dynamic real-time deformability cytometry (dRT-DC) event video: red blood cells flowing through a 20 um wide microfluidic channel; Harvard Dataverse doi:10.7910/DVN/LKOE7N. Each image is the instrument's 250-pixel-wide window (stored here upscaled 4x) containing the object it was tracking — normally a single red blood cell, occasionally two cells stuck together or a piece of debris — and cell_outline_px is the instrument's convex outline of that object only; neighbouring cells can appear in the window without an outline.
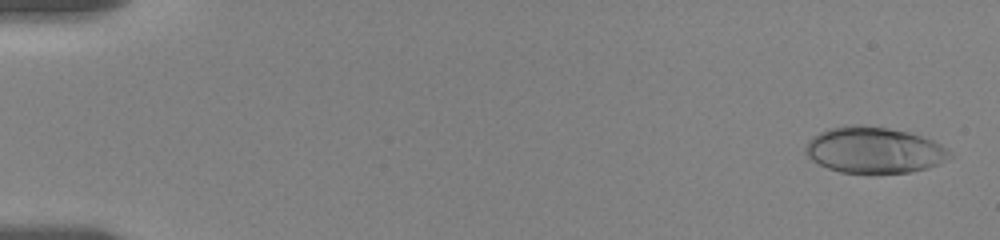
{"species": "human", "species_latin": "Homo sapiens", "temperature_condition": "room temperature", "stored_images_in_passage": 57, "camera_frame_rate_fps": 3000, "um_per_image_px": 0.085, "donor": {"sex": "female"}, "frame": {"image": 1, "passage_image": 2, "time_ms": 0.333, "image_size_px": [1000, 240], "cell_outline_px": [[952, 156], [928, 168], [912, 172], [840, 172], [828, 168], [812, 160], [804, 152], [804, 148], [808, 140], [812, 136], [828, 128], [852, 124], [860, 124], [888, 128], [908, 132], [932, 140], [940, 144], [952, 152]], "centroid_in_image_um": [74.26, 12.74], "position_along_channel_um": 10.7, "area_um2": 38.61}}
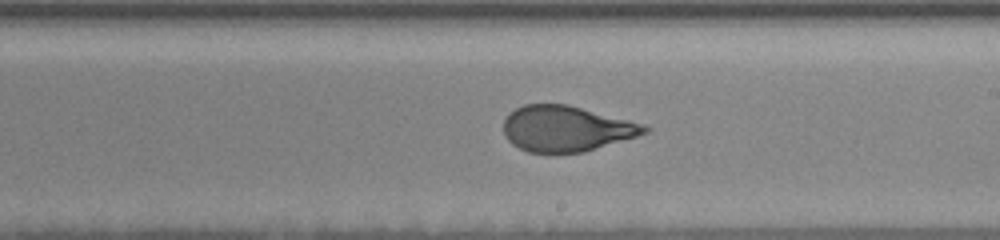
{"frame": {"image": 2, "passage_image": 34, "time_ms": 11.0, "image_size_px": [1000, 240], "cell_outline_px": [[652, 128], [648, 132], [636, 136], [584, 152], [528, 152], [512, 144], [508, 140], [504, 132], [504, 120], [516, 108], [524, 104], [568, 104], [644, 124]], "centroid_in_image_um": [48.14, 10.93], "position_along_channel_um": 240.9, "area_um2": 37.17}}
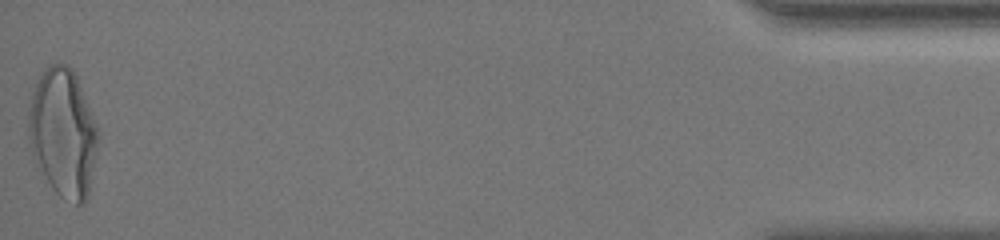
{"frame": {"image": 3, "passage_image": 57, "time_ms": 18.667, "image_size_px": [1000, 240], "cell_outline_px": [[100, 132], [88, 196], [80, 204], [76, 204], [60, 196], [52, 188], [32, 152], [28, 140], [28, 108], [32, 92], [44, 68], [52, 64], [68, 64], [72, 68], [76, 76]], "centroid_in_image_um": [5.36, 11.26], "position_along_channel_um": 429.8, "area_um2": 51.62}, "authors_computed_cell_mechanics": {"area_um2": 38.5526, "velocity_mm_per_s": 3.5464, "shape_relaxation_time_tau1_ms": 5.4588, "shape_relaxation_time_tau2_ms": null, "deformation_change_tau1": 0.2154, "deformation_change_tau2": null}}